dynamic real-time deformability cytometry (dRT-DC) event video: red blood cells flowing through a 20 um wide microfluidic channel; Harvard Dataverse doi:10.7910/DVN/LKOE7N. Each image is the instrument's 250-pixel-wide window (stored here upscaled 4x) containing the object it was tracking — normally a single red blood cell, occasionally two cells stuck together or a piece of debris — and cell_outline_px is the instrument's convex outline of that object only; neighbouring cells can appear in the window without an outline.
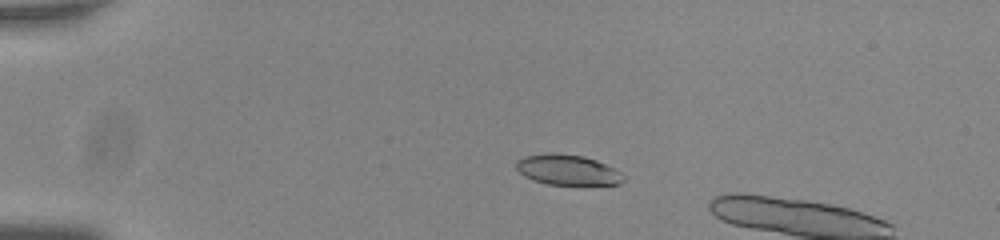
{"species": "common noctule bat (a hibernating species)", "species_latin": "Nyctalus noctula", "temperature_condition": "room temperature", "stored_images_in_passage": 19, "camera_frame_rate_fps": 3000, "um_per_image_px": 0.085, "animal": {"sex": "male", "body_mass_g": 20.0, "forearm_length_mm": 53.3}, "frame": {"image": 1, "passage_image": 14, "time_ms": 4.333, "image_size_px": [1000, 240], "cell_outline_px": [[624, 180], [620, 184], [548, 184], [532, 180], [524, 176], [516, 168], [516, 160], [524, 156], [552, 152], [584, 156], [596, 160], [620, 172], [624, 176]], "centroid_in_image_um": [48.2, 14.43], "position_along_channel_um": 36.8, "area_um2": 18.84}}